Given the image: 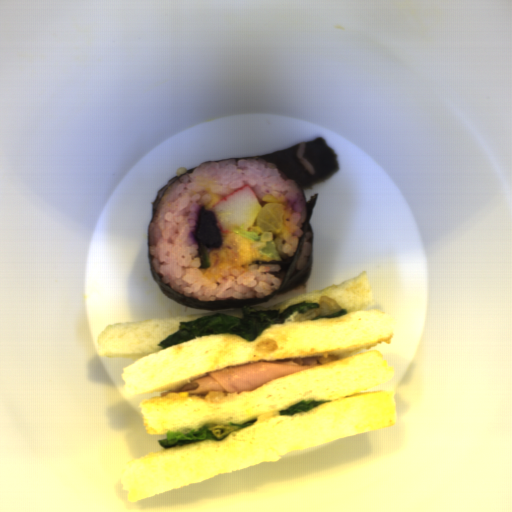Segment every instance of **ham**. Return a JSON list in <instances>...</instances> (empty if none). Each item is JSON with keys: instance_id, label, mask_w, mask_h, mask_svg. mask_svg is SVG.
I'll list each match as a JSON object with an SVG mask.
<instances>
[{"instance_id": "obj_1", "label": "ham", "mask_w": 512, "mask_h": 512, "mask_svg": "<svg viewBox=\"0 0 512 512\" xmlns=\"http://www.w3.org/2000/svg\"><path fill=\"white\" fill-rule=\"evenodd\" d=\"M323 365L319 357L290 358L282 361L246 363L211 371L175 391H164L160 396L187 393L188 396L217 392L232 394L250 392L274 380L303 369Z\"/></svg>"}]
</instances>
